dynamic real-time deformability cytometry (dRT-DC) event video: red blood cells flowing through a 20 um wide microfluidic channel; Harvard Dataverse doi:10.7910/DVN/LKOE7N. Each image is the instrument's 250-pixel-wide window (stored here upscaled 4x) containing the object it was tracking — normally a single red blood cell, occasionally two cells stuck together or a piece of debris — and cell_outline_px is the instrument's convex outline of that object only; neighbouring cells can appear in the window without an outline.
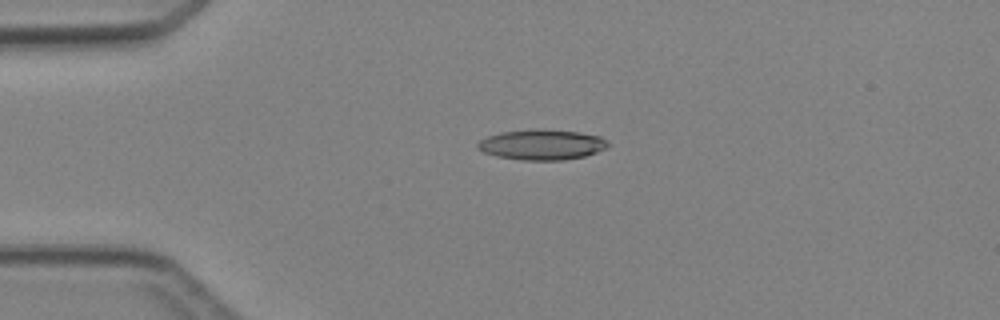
{"species": "Egyptian fruit bat (a non-hibernating species)", "species_latin": "Rousettus aegyptiacus", "temperature_condition": "cold", "stored_images_in_passage": 3, "camera_frame_rate_fps": 3000, "um_per_image_px": 0.085, "animal": {"sex": "female"}, "frame": {"image": 1, "passage_image": 3, "time_ms": 2.333, "image_size_px": [1000, 320], "cell_outline_px": [[612, 144], [596, 152], [584, 156], [564, 160], [520, 160], [496, 156], [484, 152], [476, 148], [476, 144], [480, 140], [488, 136], [500, 132], [536, 128], [580, 132], [600, 136], [608, 140]], "centroid_in_image_um": [46.06, 12.28], "position_along_channel_um": 38.9, "area_um2": 23.29}}